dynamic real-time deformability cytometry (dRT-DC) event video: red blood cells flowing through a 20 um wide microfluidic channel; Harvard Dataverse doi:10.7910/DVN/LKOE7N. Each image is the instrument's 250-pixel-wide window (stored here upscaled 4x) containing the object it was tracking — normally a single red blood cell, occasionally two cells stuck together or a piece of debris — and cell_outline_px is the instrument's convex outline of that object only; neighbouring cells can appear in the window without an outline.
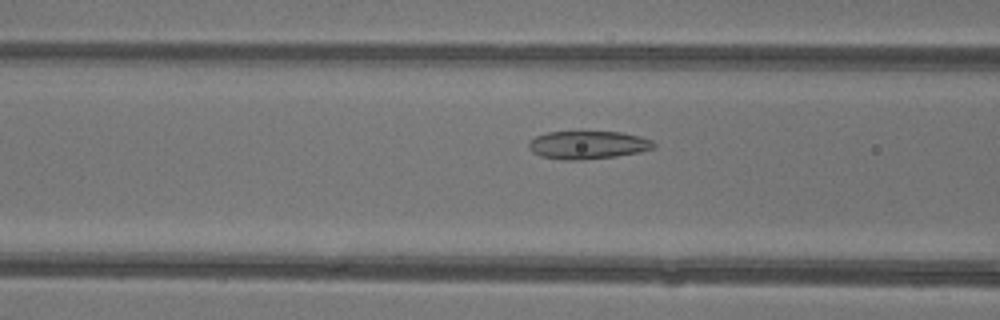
{"species": "common noctule bat (a hibernating species)", "species_latin": "Nyctalus noctula", "temperature_condition": "warm", "stored_images_in_passage": 35, "camera_frame_rate_fps": 3000, "um_per_image_px": 0.085, "animal": {"sex": "female"}, "frame": {"image": 1, "passage_image": 7, "time_ms": 2.0, "image_size_px": [1000, 320], "cell_outline_px": [[656, 148], [640, 152], [616, 156], [580, 160], [560, 160], [540, 156], [532, 152], [528, 148], [528, 140], [536, 136], [548, 132], [620, 132], [640, 136], [652, 140], [656, 144]], "centroid_in_image_um": [49.96, 12.33], "position_along_channel_um": 116.6, "area_um2": 20.63}}
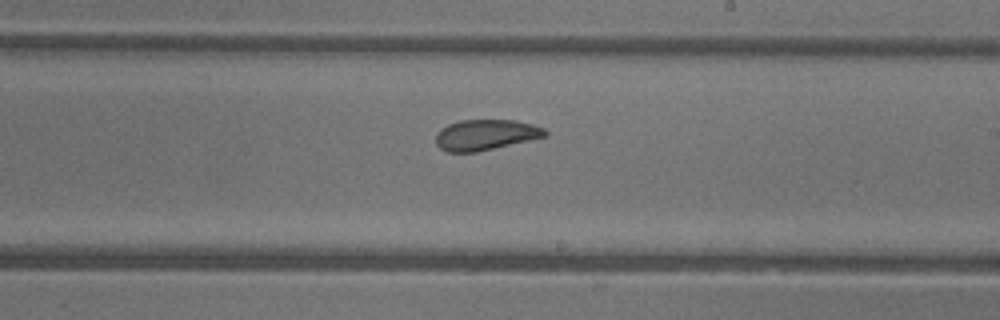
{"frame": {"image": 2, "passage_image": 16, "time_ms": 5.0, "image_size_px": [1000, 320], "cell_outline_px": [[548, 136], [476, 152], [448, 152], [440, 148], [436, 144], [436, 132], [440, 128], [448, 124], [460, 120], [516, 120], [532, 124], [544, 128], [548, 132]], "centroid_in_image_um": [41.27, 11.45], "position_along_channel_um": 247.7, "area_um2": 19.59}}
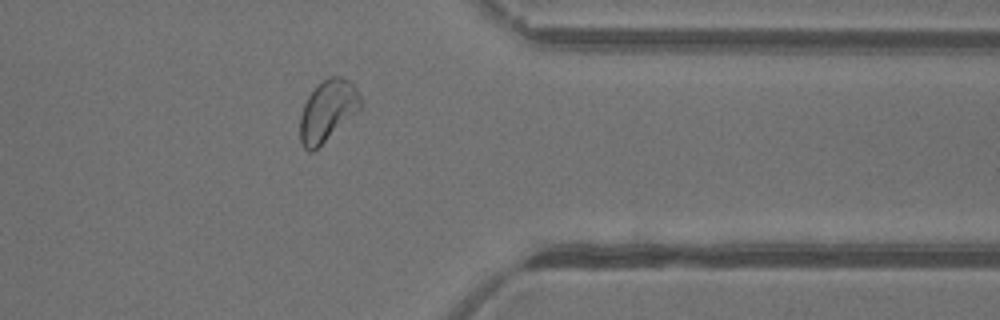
{"frame": {"image": 3, "passage_image": 26, "time_ms": 8.333, "image_size_px": [1000, 320], "cell_outline_px": [[364, 108], [360, 112], [312, 152], [308, 152], [304, 148], [300, 140], [300, 116], [304, 104], [308, 96], [324, 80], [332, 76], [340, 76], [348, 80], [356, 88], [364, 104]], "centroid_in_image_um": [27.9, 9.44], "position_along_channel_um": 383.5, "area_um2": 21.79}, "authors_computed_cell_mechanics": {"area_um2": 20.808, "velocity_mm_per_s": 4.3676, "shape_relaxation_time_tau1_ms": 5.7073, "shape_relaxation_time_tau2_ms": 1.3057, "deformation_change_tau1": 0.1302, "deformation_change_tau2": 0.0548}}